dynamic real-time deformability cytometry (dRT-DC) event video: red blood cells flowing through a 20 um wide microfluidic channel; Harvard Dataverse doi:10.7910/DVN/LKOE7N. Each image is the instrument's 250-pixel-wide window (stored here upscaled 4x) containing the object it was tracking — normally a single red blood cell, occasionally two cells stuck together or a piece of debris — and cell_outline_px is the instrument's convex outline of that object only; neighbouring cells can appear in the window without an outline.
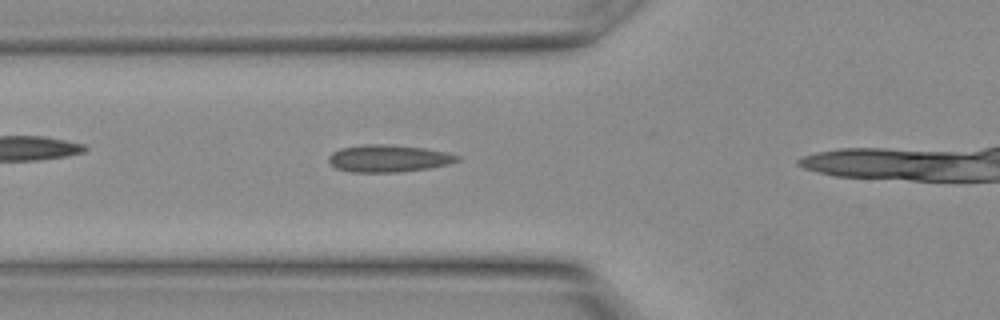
{"species": "Egyptian fruit bat (a non-hibernating species)", "species_latin": "Rousettus aegyptiacus", "temperature_condition": "warm", "stored_images_in_passage": 9, "segment_of_instrument_passage": [1, 2], "camera_frame_rate_fps": 3000, "um_per_image_px": 0.085, "animal": {"sex": "female"}, "frame": {"image": 1, "passage_image": 6, "time_ms": 1.667, "image_size_px": [1000, 320], "cell_outline_px": [[460, 160], [448, 164], [428, 168], [396, 172], [352, 172], [336, 168], [328, 160], [328, 156], [332, 152], [340, 148], [364, 144], [392, 144], [424, 148], [444, 152], [460, 156]], "centroid_in_image_um": [32.99, 13.45], "position_along_channel_um": 92.8, "area_um2": 20.35}}
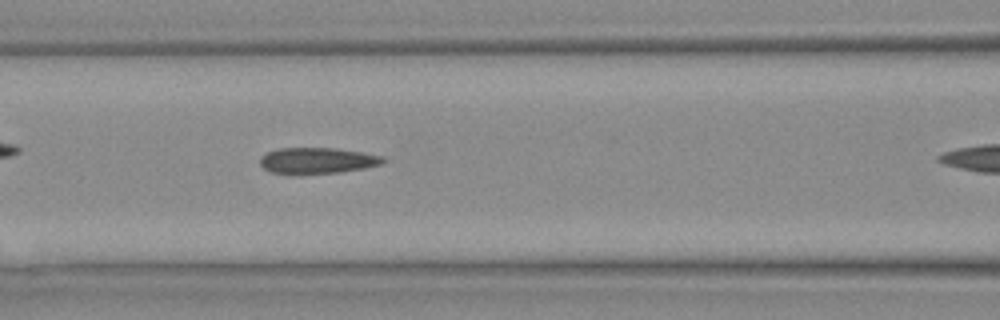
{"frame": {"image": 2, "passage_image": 8, "time_ms": 2.333, "image_size_px": [1000, 320], "cell_outline_px": [[388, 160], [380, 164], [364, 168], [340, 172], [272, 172], [264, 168], [260, 164], [260, 156], [268, 152], [280, 148], [336, 148], [384, 156]], "centroid_in_image_um": [27.02, 13.62], "position_along_channel_um": 139.6, "area_um2": 18.09}}